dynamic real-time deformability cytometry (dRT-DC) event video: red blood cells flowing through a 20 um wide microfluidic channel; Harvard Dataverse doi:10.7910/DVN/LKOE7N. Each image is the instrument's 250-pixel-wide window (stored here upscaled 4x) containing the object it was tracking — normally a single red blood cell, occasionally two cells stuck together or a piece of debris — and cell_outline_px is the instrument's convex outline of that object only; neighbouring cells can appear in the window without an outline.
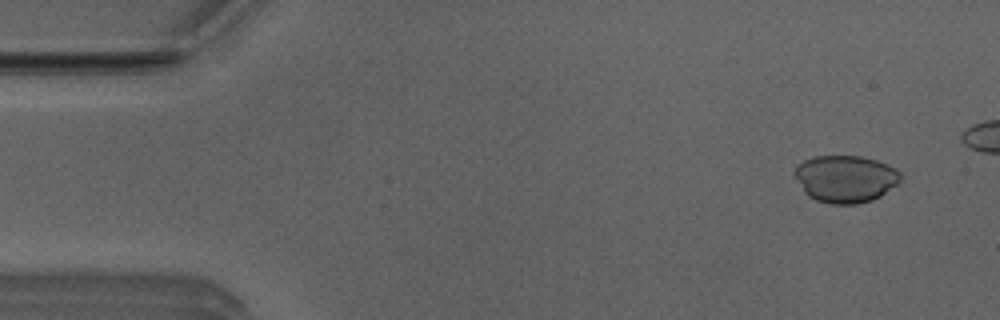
{"species": "Egyptian fruit bat (a non-hibernating species)", "species_latin": "Rousettus aegyptiacus", "temperature_condition": "room temperature", "stored_images_in_passage": 5, "camera_frame_rate_fps": 3000, "um_per_image_px": 0.085, "animal": {"sex": "male"}, "frame": {"image": 1, "passage_image": 1, "time_ms": 0.0, "image_size_px": [1000, 320], "cell_outline_px": [[900, 180], [896, 184], [880, 196], [872, 200], [856, 204], [832, 204], [816, 200], [808, 196], [804, 192], [792, 172], [796, 164], [804, 160], [816, 156], [860, 156], [876, 160], [888, 164], [900, 172]], "centroid_in_image_um": [71.82, 15.19], "position_along_channel_um": 13.2, "area_um2": 29.19}}